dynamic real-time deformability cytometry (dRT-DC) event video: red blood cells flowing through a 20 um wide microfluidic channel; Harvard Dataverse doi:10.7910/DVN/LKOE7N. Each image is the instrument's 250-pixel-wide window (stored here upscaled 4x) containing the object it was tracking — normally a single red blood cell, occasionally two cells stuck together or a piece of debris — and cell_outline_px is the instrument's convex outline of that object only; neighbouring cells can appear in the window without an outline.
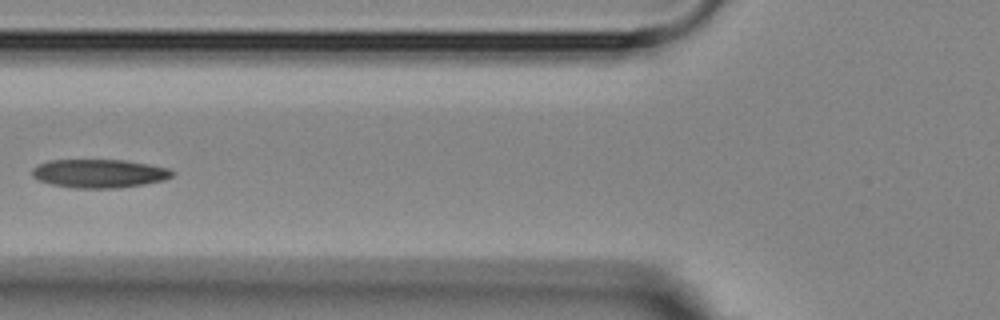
{"species": "Egyptian fruit bat (a non-hibernating species)", "species_latin": "Rousettus aegyptiacus", "temperature_condition": "room temperature", "stored_images_in_passage": 4, "camera_frame_rate_fps": 3000, "um_per_image_px": 0.085, "animal": {"sex": "female"}, "frame": {"image": 1, "passage_image": 4, "time_ms": 3.667, "image_size_px": [1000, 320], "cell_outline_px": [[176, 172], [172, 176], [164, 180], [144, 184], [120, 188], [76, 188], [52, 184], [36, 180], [32, 176], [32, 168], [36, 164], [48, 160], [124, 160], [148, 164], [168, 168]], "centroid_in_image_um": [8.41, 14.74], "position_along_channel_um": 117.4, "area_um2": 23.47}}